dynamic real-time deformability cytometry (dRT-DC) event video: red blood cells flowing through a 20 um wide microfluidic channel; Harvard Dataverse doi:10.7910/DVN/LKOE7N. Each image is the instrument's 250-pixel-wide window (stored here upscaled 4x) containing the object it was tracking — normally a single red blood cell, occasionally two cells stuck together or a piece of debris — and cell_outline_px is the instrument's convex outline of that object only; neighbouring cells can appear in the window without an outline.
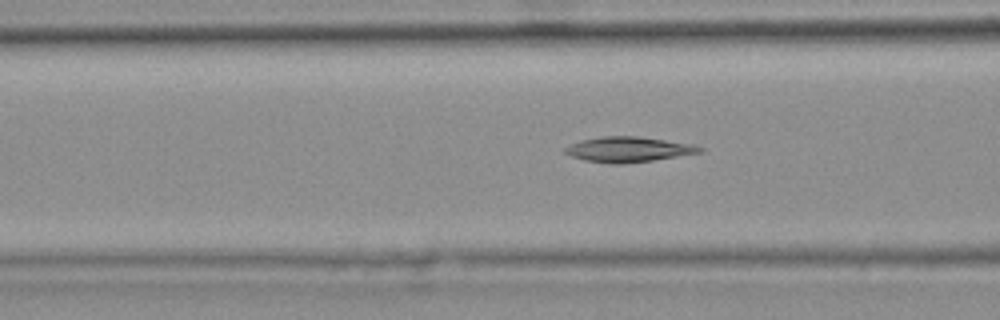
{"species": "common noctule bat (a hibernating species)", "species_latin": "Nyctalus noctula", "temperature_condition": "warm", "stored_images_in_passage": 33, "camera_frame_rate_fps": 3000, "um_per_image_px": 0.085, "animal": {"sex": "female", "body_mass_g": 25.1}, "frame": {"image": 1, "passage_image": 6, "time_ms": 1.667, "image_size_px": [1000, 320], "cell_outline_px": [[704, 148], [700, 152], [652, 160], [620, 164], [612, 164], [584, 160], [572, 156], [564, 152], [564, 148], [580, 140], [604, 136], [640, 136], [692, 144]], "centroid_in_image_um": [53.38, 12.69], "position_along_channel_um": 113.2, "area_um2": 19.54}, "authors_computed_cell_mechanics": {"area_um2": 18.9006, "velocity_mm_per_s": 3.7826, "shape_relaxation_time_tau1_ms": null, "shape_relaxation_time_tau2_ms": 6.537, "deformation_change_tau1": null, "deformation_change_tau2": 0.1595}}